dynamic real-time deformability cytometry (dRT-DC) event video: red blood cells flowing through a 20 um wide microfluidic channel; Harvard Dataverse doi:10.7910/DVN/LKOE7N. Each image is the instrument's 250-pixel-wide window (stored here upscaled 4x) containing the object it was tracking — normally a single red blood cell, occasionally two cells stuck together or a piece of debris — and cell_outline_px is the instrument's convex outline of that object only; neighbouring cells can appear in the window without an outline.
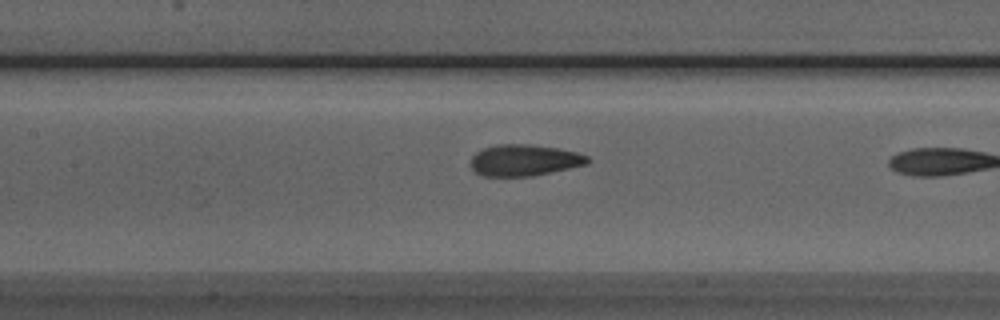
{"species": "Egyptian fruit bat (a non-hibernating species)", "species_latin": "Rousettus aegyptiacus", "temperature_condition": "room temperature", "stored_images_in_passage": 9, "segment_of_instrument_passage": [2, 2], "camera_frame_rate_fps": 3000, "um_per_image_px": 0.085, "animal": {"sex": "male"}, "frame": {"image": 1, "passage_image": 9, "time_ms": 10.0, "image_size_px": [1000, 320], "cell_outline_px": [[592, 160], [588, 164], [532, 176], [480, 176], [468, 164], [472, 156], [476, 152], [484, 148], [496, 144], [528, 144], [556, 148], [576, 152], [588, 156]], "centroid_in_image_um": [44.54, 13.62], "position_along_channel_um": 162.9, "area_um2": 21.5}}